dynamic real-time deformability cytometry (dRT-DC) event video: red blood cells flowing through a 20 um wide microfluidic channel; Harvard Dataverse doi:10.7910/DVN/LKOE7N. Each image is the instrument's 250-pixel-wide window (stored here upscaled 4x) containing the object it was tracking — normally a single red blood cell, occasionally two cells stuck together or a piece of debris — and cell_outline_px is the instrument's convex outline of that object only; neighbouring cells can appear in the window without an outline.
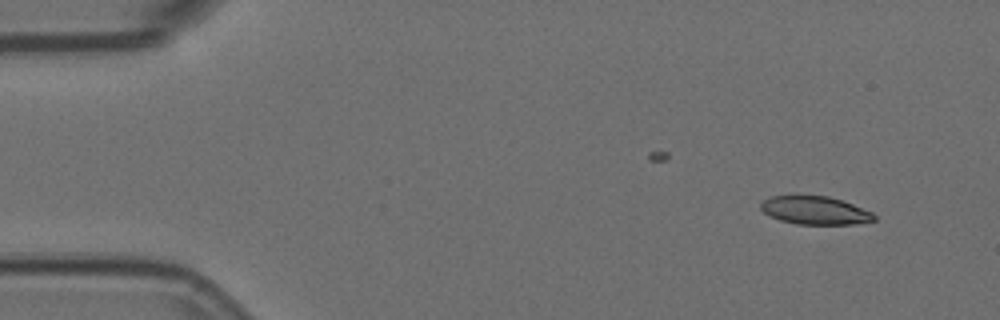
{"species": "Egyptian fruit bat (a non-hibernating species)", "species_latin": "Rousettus aegyptiacus", "temperature_condition": "room temperature", "stored_images_in_passage": 9, "camera_frame_rate_fps": 3000, "um_per_image_px": 0.085, "animal": {"sex": "female"}, "frame": {"image": 1, "passage_image": 1, "time_ms": 0.0, "image_size_px": [1000, 320], "cell_outline_px": [[876, 220], [852, 224], [796, 224], [780, 220], [764, 212], [760, 208], [760, 204], [764, 200], [772, 196], [796, 192], [828, 196], [852, 204], [872, 212], [876, 216]], "centroid_in_image_um": [69.22, 17.83], "position_along_channel_um": 15.8, "area_um2": 19.13}}
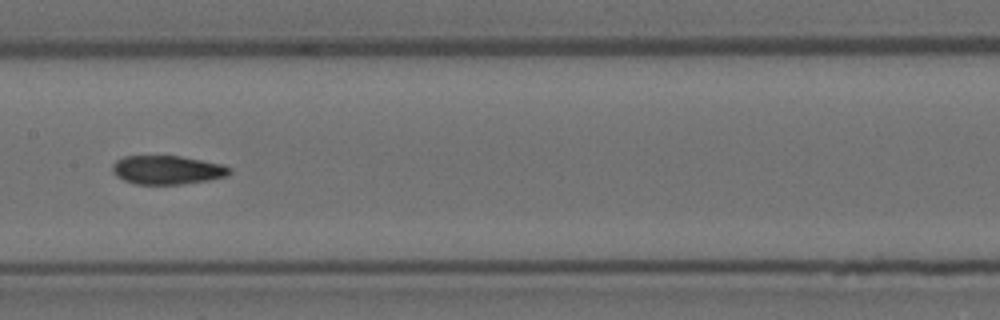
{"frame": {"image": 2, "passage_image": 7, "time_ms": 2.0, "image_size_px": [1000, 320], "cell_outline_px": [[232, 172], [228, 176], [208, 180], [184, 184], [136, 184], [124, 180], [116, 176], [112, 172], [112, 164], [116, 160], [124, 156], [180, 156], [224, 164], [232, 168]], "centroid_in_image_um": [14.24, 14.44], "position_along_channel_um": 193.2, "area_um2": 19.83}}
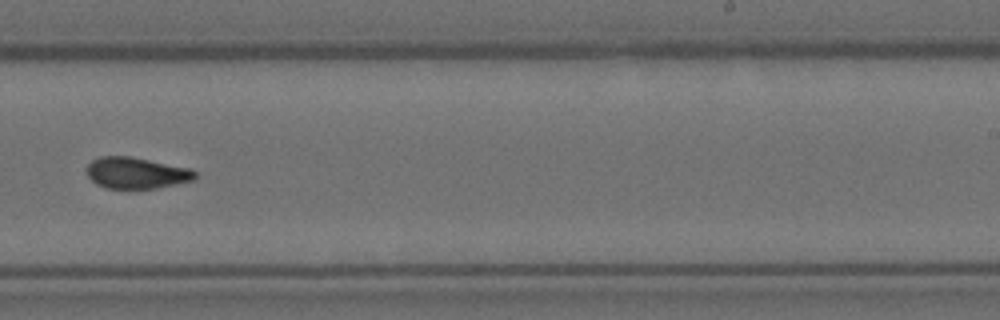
{"frame": {"image": 3, "passage_image": 9, "time_ms": 2.667, "image_size_px": [1000, 320], "cell_outline_px": [[196, 180], [156, 188], [108, 188], [96, 184], [88, 176], [84, 168], [92, 160], [100, 156], [128, 156], [192, 168], [196, 172]], "centroid_in_image_um": [11.59, 14.69], "position_along_channel_um": 277.4, "area_um2": 19.88}}